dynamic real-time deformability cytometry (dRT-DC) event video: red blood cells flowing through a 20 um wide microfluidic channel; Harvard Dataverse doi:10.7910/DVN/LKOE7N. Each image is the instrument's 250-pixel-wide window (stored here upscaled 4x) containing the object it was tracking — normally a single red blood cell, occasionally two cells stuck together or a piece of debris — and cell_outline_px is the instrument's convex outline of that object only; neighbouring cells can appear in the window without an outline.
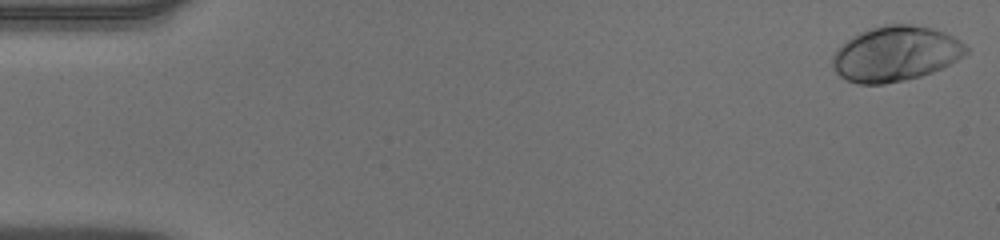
{"species": "human", "species_latin": "Homo sapiens", "temperature_condition": "warm", "stored_images_in_passage": 52, "camera_frame_rate_fps": 3000, "um_per_image_px": 0.085, "donor": {"sex": "male"}, "frame": {"image": 1, "passage_image": 1, "time_ms": 0.0, "image_size_px": [1000, 240], "cell_outline_px": [[968, 52], [964, 56], [932, 72], [920, 76], [904, 80], [884, 84], [856, 84], [840, 76], [832, 68], [832, 56], [852, 36], [860, 32], [884, 24], [912, 24], [932, 28], [944, 32], [960, 40], [968, 48]], "centroid_in_image_um": [76.12, 4.57], "position_along_channel_um": 8.9, "area_um2": 42.66}}
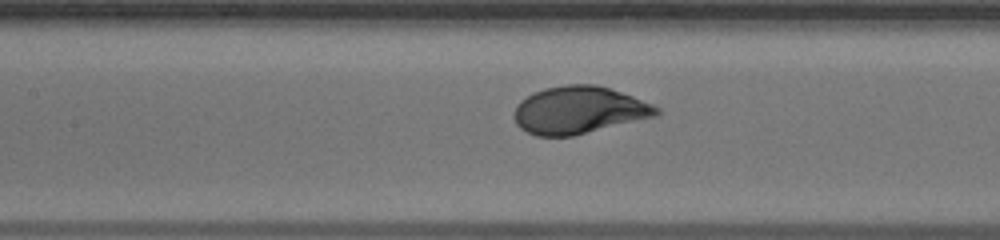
{"frame": {"image": 2, "passage_image": 24, "time_ms": 7.667, "image_size_px": [1000, 240], "cell_outline_px": [[660, 112], [656, 116], [572, 136], [536, 136], [520, 128], [516, 124], [512, 116], [516, 104], [520, 100], [544, 88], [568, 84], [596, 84], [632, 96], [652, 104], [660, 108]], "centroid_in_image_um": [49.17, 9.36], "position_along_channel_um": 158.2, "area_um2": 39.19}}
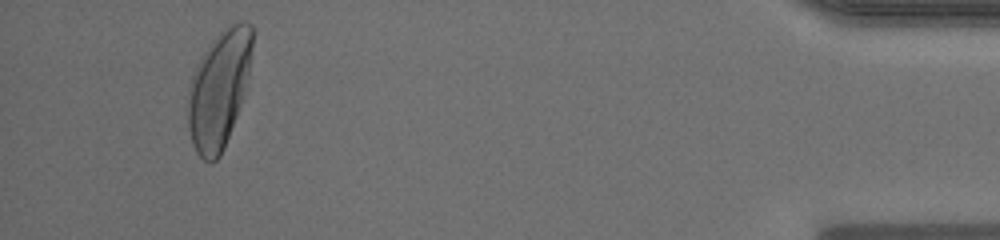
{"frame": {"image": 3, "passage_image": 49, "time_ms": 16.0, "image_size_px": [1000, 240], "cell_outline_px": [[252, 48], [248, 72], [244, 92], [236, 116], [224, 148], [220, 156], [212, 164], [204, 160], [196, 152], [192, 144], [188, 128], [188, 92], [192, 76], [196, 64], [212, 40], [228, 24], [240, 20], [244, 20], [252, 24]], "centroid_in_image_um": [18.6, 7.58], "position_along_channel_um": 416.6, "area_um2": 43.87}, "authors_computed_cell_mechanics": {"area_um2": 39.4774, "velocity_mm_per_s": 3.9174, "shape_relaxation_time_tau1_ms": 2.2748, "shape_relaxation_time_tau2_ms": null, "deformation_change_tau1": 0.1648, "deformation_change_tau2": null}}